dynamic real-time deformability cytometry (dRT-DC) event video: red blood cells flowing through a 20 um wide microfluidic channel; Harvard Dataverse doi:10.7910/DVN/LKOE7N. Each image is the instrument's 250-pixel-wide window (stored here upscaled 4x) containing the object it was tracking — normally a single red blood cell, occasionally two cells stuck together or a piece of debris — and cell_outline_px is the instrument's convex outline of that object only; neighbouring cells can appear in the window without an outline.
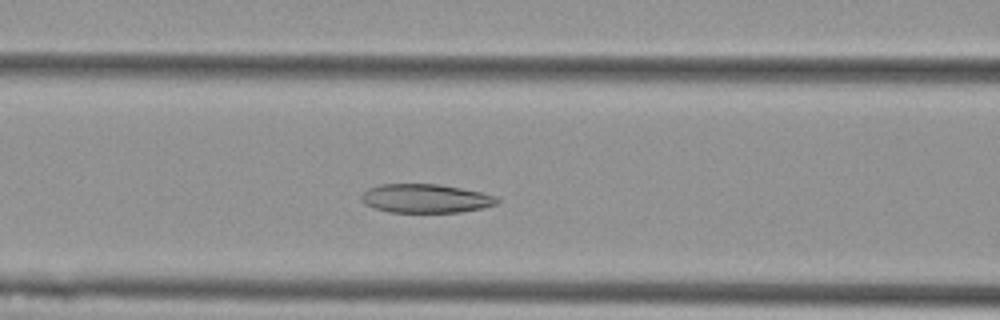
{"species": "Egyptian fruit bat (a non-hibernating species)", "species_latin": "Rousettus aegyptiacus", "temperature_condition": "cold", "stored_images_in_passage": 41, "camera_frame_rate_fps": 3000, "um_per_image_px": 0.085, "animal": {"sex": "female"}, "frame": {"image": 1, "passage_image": 10, "time_ms": 3.0, "image_size_px": [1000, 320], "cell_outline_px": [[500, 200], [496, 204], [480, 208], [460, 212], [388, 212], [372, 208], [364, 204], [360, 200], [360, 196], [368, 188], [380, 184], [440, 184], [480, 192], [496, 196]], "centroid_in_image_um": [36.12, 16.87], "position_along_channel_um": 130.5, "area_um2": 22.83}}
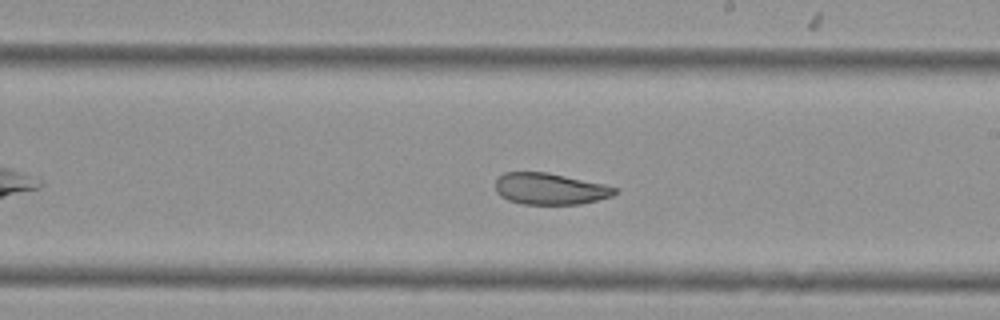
{"frame": {"image": 2, "passage_image": 19, "time_ms": 6.0, "image_size_px": [1000, 320], "cell_outline_px": [[620, 192], [612, 196], [580, 204], [524, 204], [508, 200], [500, 196], [496, 192], [496, 180], [504, 172], [548, 172], [604, 184], [620, 188]], "centroid_in_image_um": [46.78, 16.05], "position_along_channel_um": 242.2, "area_um2": 22.02}}
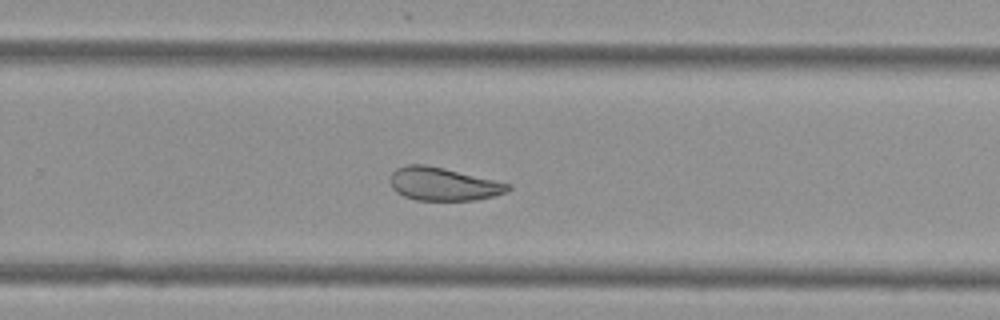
{"frame": {"image": 3, "passage_image": 23, "time_ms": 7.333, "image_size_px": [1000, 320], "cell_outline_px": [[512, 188], [504, 192], [492, 196], [476, 200], [416, 200], [404, 196], [396, 192], [392, 188], [388, 180], [392, 172], [396, 168], [408, 164], [424, 164], [444, 168], [512, 184]], "centroid_in_image_um": [37.63, 15.64], "position_along_channel_um": 292.2, "area_um2": 22.77}, "authors_computed_cell_mechanics": {"area_um2": 24.7962, "velocity_mm_per_s": 3.7423, "shape_relaxation_time_tau1_ms": 8.3622, "shape_relaxation_time_tau2_ms": 3.5876, "deformation_change_tau1": 0.176, "deformation_change_tau2": 0.0929}}